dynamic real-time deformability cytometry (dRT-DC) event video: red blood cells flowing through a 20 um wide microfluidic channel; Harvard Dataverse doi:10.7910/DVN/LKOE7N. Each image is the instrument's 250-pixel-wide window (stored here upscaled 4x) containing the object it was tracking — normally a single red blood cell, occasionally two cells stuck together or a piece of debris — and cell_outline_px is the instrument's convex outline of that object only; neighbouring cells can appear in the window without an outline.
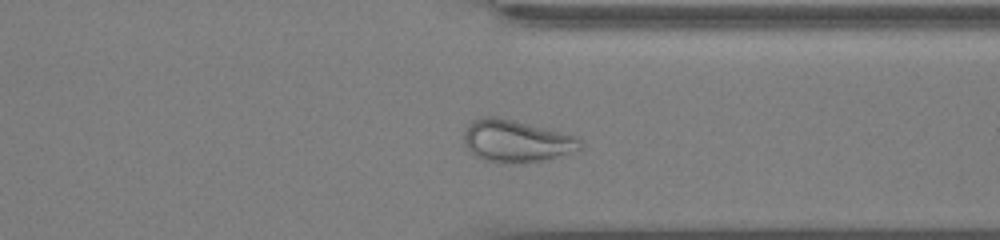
{"species": "common noctule bat (a hibernating species)", "species_latin": "Nyctalus noctula", "temperature_condition": "cold", "stored_images_in_passage": 47, "camera_frame_rate_fps": 3000, "um_per_image_px": 0.085, "animal": {"sex": "male", "body_mass_g": 13.0, "forearm_length_mm": 53.1}, "frame": {"image": 1, "passage_image": 34, "time_ms": 11.0, "image_size_px": [1000, 240], "cell_outline_px": [[584, 148], [544, 160], [512, 164], [484, 160], [476, 156], [464, 144], [464, 132], [468, 124], [472, 120], [480, 116], [496, 116], [576, 136], [584, 144]], "centroid_in_image_um": [43.87, 11.99], "position_along_channel_um": 367.5, "area_um2": 28.5}, "authors_computed_cell_mechanics": {"area_um2": 28.4954, "velocity_mm_per_s": 3.5832, "shape_relaxation_time_tau1_ms": null, "shape_relaxation_time_tau2_ms": 2.0435, "deformation_change_tau1": null, "deformation_change_tau2": 0.0801}}